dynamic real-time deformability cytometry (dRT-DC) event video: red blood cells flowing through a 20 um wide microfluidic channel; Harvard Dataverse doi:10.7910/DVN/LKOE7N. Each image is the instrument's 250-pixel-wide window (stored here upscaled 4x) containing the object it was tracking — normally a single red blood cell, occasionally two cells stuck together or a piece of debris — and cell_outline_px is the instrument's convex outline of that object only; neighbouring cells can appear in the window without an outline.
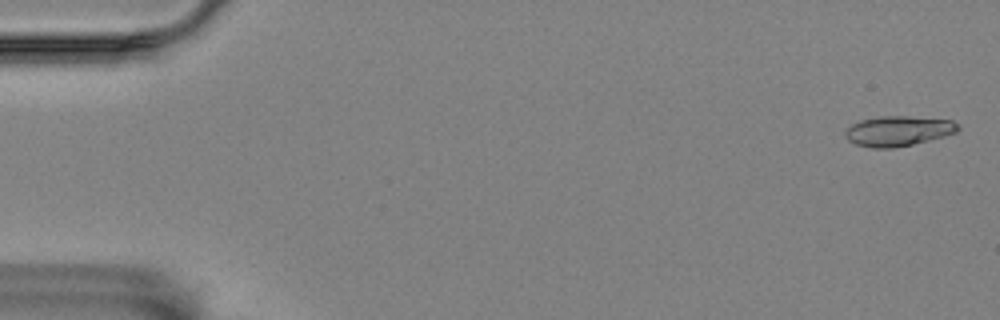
{"species": "Egyptian fruit bat (a non-hibernating species)", "species_latin": "Rousettus aegyptiacus", "temperature_condition": "room temperature", "stored_images_in_passage": 15, "camera_frame_rate_fps": 3000, "um_per_image_px": 0.085, "animal": {"sex": "female"}, "frame": {"image": 1, "passage_image": 2, "time_ms": 0.333, "image_size_px": [1000, 320], "cell_outline_px": [[960, 128], [956, 132], [944, 136], [912, 144], [892, 148], [872, 148], [856, 144], [848, 140], [844, 136], [844, 132], [852, 124], [860, 120], [880, 116], [908, 116], [952, 120], [960, 124]], "centroid_in_image_um": [76.34, 11.13], "position_along_channel_um": 8.7, "area_um2": 19.77}}